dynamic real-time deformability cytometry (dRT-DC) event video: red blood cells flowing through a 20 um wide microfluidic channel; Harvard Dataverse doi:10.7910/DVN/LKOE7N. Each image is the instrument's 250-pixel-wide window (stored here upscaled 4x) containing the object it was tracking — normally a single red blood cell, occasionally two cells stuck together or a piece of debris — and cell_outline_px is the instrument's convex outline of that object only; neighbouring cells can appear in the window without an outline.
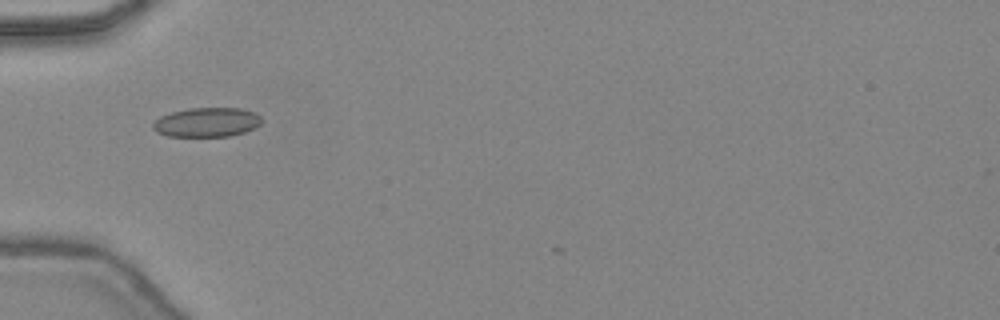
{"species": "common noctule bat (a hibernating species)", "species_latin": "Nyctalus noctula", "temperature_condition": "warm", "stored_images_in_passage": 4, "camera_frame_rate_fps": 3000, "um_per_image_px": 0.085, "animal": {"sex": "female", "body_mass_g": 24.6, "forearm_length_mm": 56.2}, "frame": {"image": 1, "passage_image": 2, "time_ms": 0.333, "image_size_px": [1000, 320], "cell_outline_px": [[264, 120], [260, 124], [244, 132], [228, 136], [168, 136], [156, 132], [152, 128], [152, 124], [160, 116], [172, 112], [188, 108], [240, 108], [252, 112], [260, 116]], "centroid_in_image_um": [17.56, 10.39], "position_along_channel_um": 67.4, "area_um2": 18.5}}